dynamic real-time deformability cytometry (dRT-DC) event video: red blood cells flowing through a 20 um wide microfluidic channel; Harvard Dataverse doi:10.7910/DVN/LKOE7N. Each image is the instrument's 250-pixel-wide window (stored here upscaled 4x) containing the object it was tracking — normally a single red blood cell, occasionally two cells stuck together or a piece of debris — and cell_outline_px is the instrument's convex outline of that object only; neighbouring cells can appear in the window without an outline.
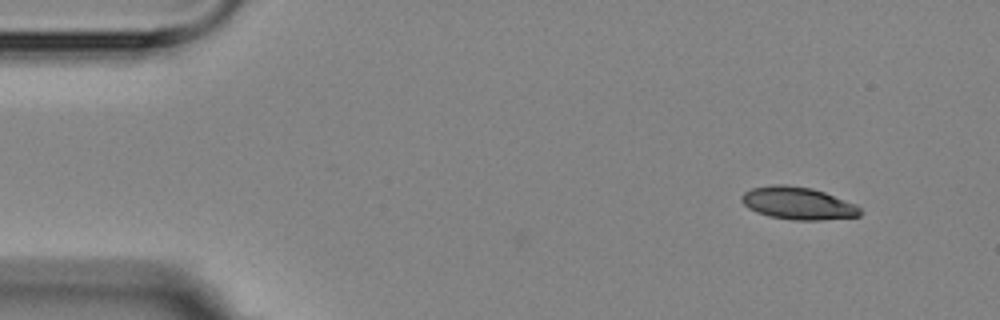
{"species": "Egyptian fruit bat (a non-hibernating species)", "species_latin": "Rousettus aegyptiacus", "temperature_condition": "room temperature", "stored_images_in_passage": 3, "camera_frame_rate_fps": 3000, "um_per_image_px": 0.085, "animal": {"sex": "female"}, "frame": {"image": 1, "passage_image": 3, "time_ms": 2.0, "image_size_px": [1000, 320], "cell_outline_px": [[860, 216], [820, 220], [792, 220], [768, 216], [756, 212], [748, 208], [740, 200], [740, 196], [744, 192], [752, 188], [772, 184], [784, 184], [812, 188], [824, 192], [856, 204], [860, 208]], "centroid_in_image_um": [67.79, 17.27], "position_along_channel_um": 17.2, "area_um2": 22.54}}